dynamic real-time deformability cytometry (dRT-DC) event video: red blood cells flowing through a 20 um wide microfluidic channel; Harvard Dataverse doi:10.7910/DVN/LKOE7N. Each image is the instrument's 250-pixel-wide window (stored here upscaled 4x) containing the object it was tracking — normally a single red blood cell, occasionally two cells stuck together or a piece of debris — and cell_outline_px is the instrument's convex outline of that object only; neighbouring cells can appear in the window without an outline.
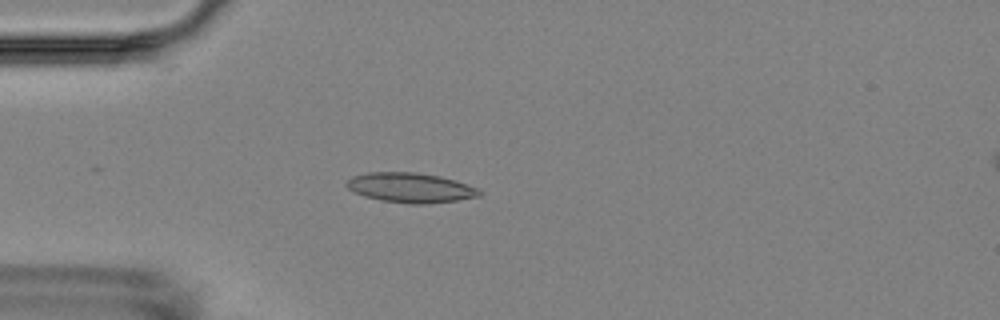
{"species": "Egyptian fruit bat (a non-hibernating species)", "species_latin": "Rousettus aegyptiacus", "temperature_condition": "room temperature", "stored_images_in_passage": 5, "camera_frame_rate_fps": 3000, "um_per_image_px": 0.085, "animal": {"sex": "female"}, "frame": {"image": 1, "passage_image": 4, "time_ms": 3.333, "image_size_px": [1000, 320], "cell_outline_px": [[484, 192], [480, 196], [456, 200], [424, 204], [408, 204], [380, 200], [364, 196], [348, 188], [344, 184], [352, 176], [368, 172], [416, 172], [440, 176], [456, 180], [480, 188]], "centroid_in_image_um": [34.93, 15.95], "position_along_channel_um": 50.1, "area_um2": 23.24}}